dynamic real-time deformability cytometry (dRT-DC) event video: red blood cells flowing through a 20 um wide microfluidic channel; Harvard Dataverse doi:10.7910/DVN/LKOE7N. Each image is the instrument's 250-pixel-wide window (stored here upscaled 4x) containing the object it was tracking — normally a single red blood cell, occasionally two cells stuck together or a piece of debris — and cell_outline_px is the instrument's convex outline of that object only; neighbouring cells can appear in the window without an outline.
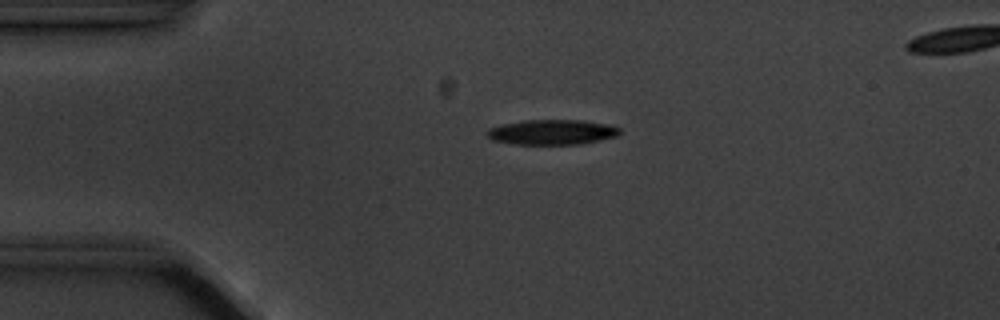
{"species": "common noctule bat (a hibernating species)", "species_latin": "Nyctalus noctula", "temperature_condition": "cold", "stored_images_in_passage": 5, "camera_frame_rate_fps": 3000, "um_per_image_px": 0.085, "animal": {"sex": "male", "body_mass_g": 20.1, "forearm_length_mm": 53.5}, "frame": {"image": 1, "passage_image": 3, "time_ms": 2.333, "image_size_px": [1000, 320], "cell_outline_px": [[620, 132], [616, 136], [580, 144], [516, 144], [492, 140], [484, 132], [488, 128], [500, 124], [524, 120], [580, 120], [608, 124], [620, 128]], "centroid_in_image_um": [46.87, 11.22], "position_along_channel_um": 38.1, "area_um2": 19.36}}
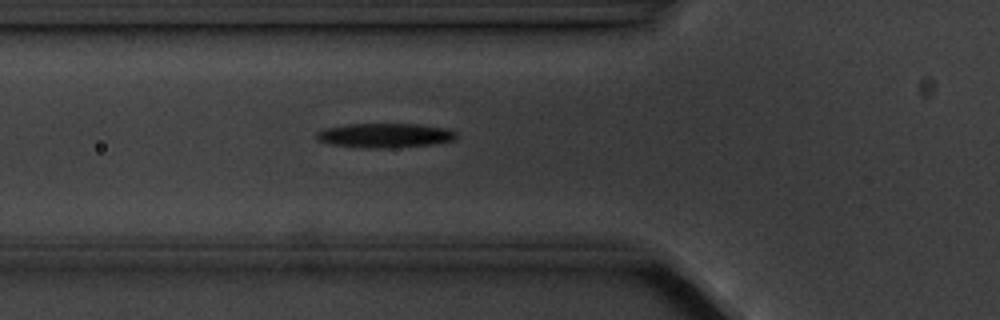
{"frame": {"image": 2, "passage_image": 5, "time_ms": 4.667, "image_size_px": [1000, 320], "cell_outline_px": [[456, 136], [452, 140], [432, 144], [392, 148], [364, 148], [332, 144], [316, 140], [316, 132], [324, 128], [348, 124], [416, 124], [448, 128], [456, 132]], "centroid_in_image_um": [32.68, 11.51], "position_along_channel_um": 93.1, "area_um2": 19.88}}